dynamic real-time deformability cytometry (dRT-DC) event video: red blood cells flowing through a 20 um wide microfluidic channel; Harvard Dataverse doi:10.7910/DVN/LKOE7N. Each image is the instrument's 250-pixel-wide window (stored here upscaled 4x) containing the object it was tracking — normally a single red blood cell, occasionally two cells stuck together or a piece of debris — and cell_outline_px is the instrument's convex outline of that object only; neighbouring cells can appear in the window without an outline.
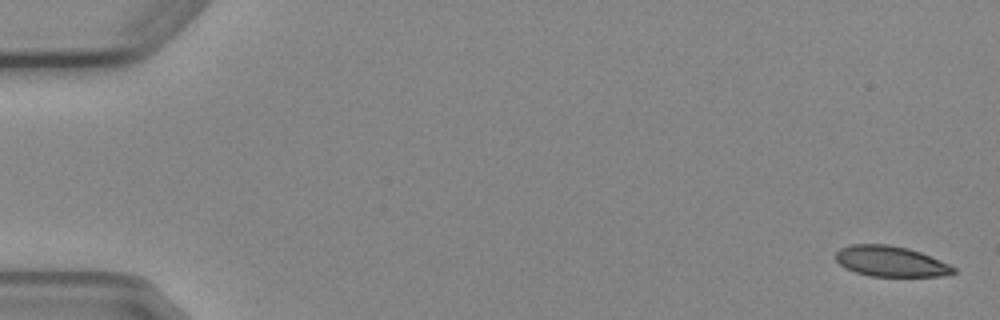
{"species": "Egyptian fruit bat (a non-hibernating species)", "species_latin": "Rousettus aegyptiacus", "temperature_condition": "cold", "stored_images_in_passage": 7, "camera_frame_rate_fps": 3000, "um_per_image_px": 0.085, "animal": {"sex": "female"}, "frame": {"image": 1, "passage_image": 1, "time_ms": 0.0, "image_size_px": [1000, 320], "cell_outline_px": [[956, 272], [940, 276], [868, 276], [844, 268], [836, 260], [836, 252], [840, 248], [852, 244], [888, 244], [908, 248], [920, 252], [948, 264], [956, 268]], "centroid_in_image_um": [75.67, 22.21], "position_along_channel_um": 9.3, "area_um2": 20.87}}
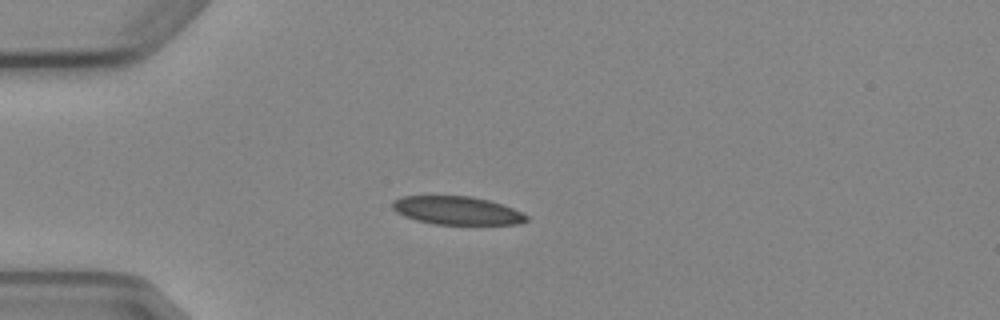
{"frame": {"image": 2, "passage_image": 4, "time_ms": 4.333, "image_size_px": [1000, 320], "cell_outline_px": [[528, 220], [520, 224], [436, 224], [416, 220], [404, 216], [396, 212], [392, 208], [392, 200], [400, 196], [472, 196], [504, 204], [528, 216]], "centroid_in_image_um": [38.82, 17.89], "position_along_channel_um": 46.2, "area_um2": 22.14}}
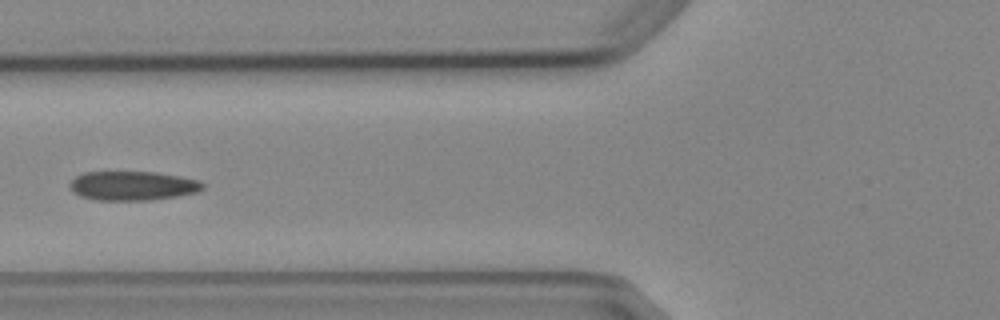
{"frame": {"image": 3, "passage_image": 6, "time_ms": 6.667, "image_size_px": [1000, 320], "cell_outline_px": [[204, 188], [196, 192], [176, 196], [148, 200], [92, 200], [80, 196], [72, 192], [68, 188], [68, 184], [76, 176], [84, 172], [156, 172], [180, 176], [196, 180], [204, 184]], "centroid_in_image_um": [11.21, 15.79], "position_along_channel_um": 114.6, "area_um2": 22.66}}